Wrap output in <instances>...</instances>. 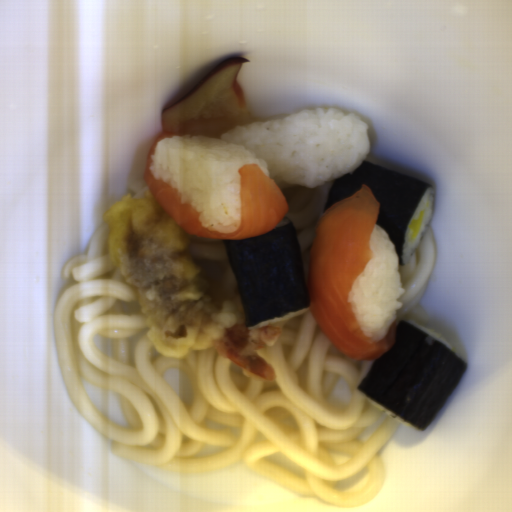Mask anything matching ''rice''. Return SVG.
Returning a JSON list of instances; mask_svg holds the SVG:
<instances>
[{"instance_id": "e3fd555f", "label": "rice", "mask_w": 512, "mask_h": 512, "mask_svg": "<svg viewBox=\"0 0 512 512\" xmlns=\"http://www.w3.org/2000/svg\"><path fill=\"white\" fill-rule=\"evenodd\" d=\"M309 308H305V309H302V310H299V311H296V312H293V313H289V314H286V315H283V316H280V317H277V318H273V319H269V320H266V321H262V322H258V325L261 327V326H264V325H270V324H273V323H276L278 321H281V320H284V319H287L289 317H292V316H295V315H298L300 313H303V312H306Z\"/></svg>"}, {"instance_id": "652b925c", "label": "rice", "mask_w": 512, "mask_h": 512, "mask_svg": "<svg viewBox=\"0 0 512 512\" xmlns=\"http://www.w3.org/2000/svg\"><path fill=\"white\" fill-rule=\"evenodd\" d=\"M368 129L353 112L306 108L239 125L221 138H163L149 156L148 170L179 191V204L191 206L204 229L227 234L241 222V166L259 165L272 181L319 187L366 162Z\"/></svg>"}, {"instance_id": "acb35da6", "label": "rice", "mask_w": 512, "mask_h": 512, "mask_svg": "<svg viewBox=\"0 0 512 512\" xmlns=\"http://www.w3.org/2000/svg\"><path fill=\"white\" fill-rule=\"evenodd\" d=\"M406 322H408L409 324L413 325L414 327L418 328L419 330L423 331L424 333L428 334L429 336H431L434 339H436L439 342H441L448 350H450L458 358L457 351L452 347V345L448 341H446L443 338L437 336L436 334L430 332L429 330L421 327L420 325L414 323L411 320L410 321H406Z\"/></svg>"}, {"instance_id": "8eca5e8b", "label": "rice", "mask_w": 512, "mask_h": 512, "mask_svg": "<svg viewBox=\"0 0 512 512\" xmlns=\"http://www.w3.org/2000/svg\"><path fill=\"white\" fill-rule=\"evenodd\" d=\"M434 197H435V187L428 189L423 194L422 198L420 199V201L411 217V219L417 218L422 211L424 212V221H423V223L413 241L410 240V238H409V232H410V230L408 228L409 224L406 228L403 243H402V251H401V260H402V264H404V265H406L411 260L413 254L418 246V243L430 222V219H431V216L433 213V207H434Z\"/></svg>"}, {"instance_id": "b023fe2a", "label": "rice", "mask_w": 512, "mask_h": 512, "mask_svg": "<svg viewBox=\"0 0 512 512\" xmlns=\"http://www.w3.org/2000/svg\"><path fill=\"white\" fill-rule=\"evenodd\" d=\"M362 393V392H361ZM363 396L368 399L370 402H372L375 406H377L379 409H381L382 411H384L385 413H387L388 415L392 416L393 418H395L396 420H398L399 422L405 424L406 426L410 427V428H415L414 426H412L411 424H409L408 422H406L405 420H403L402 418H400L399 416H397L396 414H394L393 412L389 411L388 409H386L385 407H383L382 405H380L379 403H377L376 401H374L373 399H371L370 397H368L367 395H365L364 393H362ZM417 429V428H415Z\"/></svg>"}, {"instance_id": "023b6e5f", "label": "rice", "mask_w": 512, "mask_h": 512, "mask_svg": "<svg viewBox=\"0 0 512 512\" xmlns=\"http://www.w3.org/2000/svg\"><path fill=\"white\" fill-rule=\"evenodd\" d=\"M372 259L353 281L348 298L355 320L370 342L378 343L403 308L405 289L398 271L399 257L387 232L376 225L369 240Z\"/></svg>"}, {"instance_id": "a3056103", "label": "rice", "mask_w": 512, "mask_h": 512, "mask_svg": "<svg viewBox=\"0 0 512 512\" xmlns=\"http://www.w3.org/2000/svg\"><path fill=\"white\" fill-rule=\"evenodd\" d=\"M288 223H289L288 218L283 217L282 220L279 222V224L276 227H274V228L280 227V226H282L284 224H288Z\"/></svg>"}]
</instances>
